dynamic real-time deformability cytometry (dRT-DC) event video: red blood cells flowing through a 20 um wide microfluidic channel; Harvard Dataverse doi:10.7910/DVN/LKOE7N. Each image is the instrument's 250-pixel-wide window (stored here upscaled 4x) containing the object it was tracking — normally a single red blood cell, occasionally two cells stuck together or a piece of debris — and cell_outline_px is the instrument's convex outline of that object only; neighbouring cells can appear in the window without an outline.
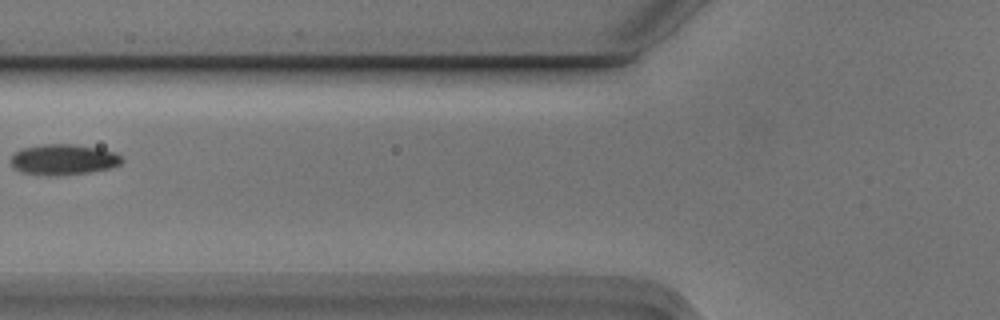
{"species": "Egyptian fruit bat (a non-hibernating species)", "species_latin": "Rousettus aegyptiacus", "temperature_condition": "cold", "stored_images_in_passage": 6, "camera_frame_rate_fps": 3000, "um_per_image_px": 0.085, "animal": {"sex": "male"}, "frame": {"image": 1, "passage_image": 5, "time_ms": 1.333, "image_size_px": [1000, 320], "cell_outline_px": [[124, 160], [120, 164], [112, 168], [88, 172], [56, 176], [20, 172], [12, 164], [12, 156], [16, 152], [24, 148], [44, 144], [72, 144], [100, 148], [112, 152], [120, 156]], "centroid_in_image_um": [5.43, 13.56], "position_along_channel_um": 120.4, "area_um2": 19.59}}
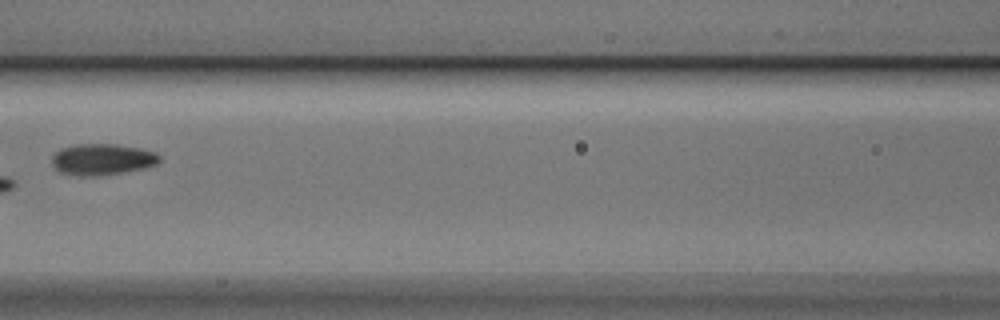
{"frame": {"image": 2, "passage_image": 6, "time_ms": 1.667, "image_size_px": [1000, 320], "cell_outline_px": [[160, 160], [156, 164], [144, 168], [120, 172], [92, 176], [76, 176], [60, 172], [52, 164], [52, 156], [60, 148], [76, 144], [116, 144], [140, 148], [156, 152], [160, 156]], "centroid_in_image_um": [8.67, 13.53], "position_along_channel_um": 157.9, "area_um2": 19.54}}